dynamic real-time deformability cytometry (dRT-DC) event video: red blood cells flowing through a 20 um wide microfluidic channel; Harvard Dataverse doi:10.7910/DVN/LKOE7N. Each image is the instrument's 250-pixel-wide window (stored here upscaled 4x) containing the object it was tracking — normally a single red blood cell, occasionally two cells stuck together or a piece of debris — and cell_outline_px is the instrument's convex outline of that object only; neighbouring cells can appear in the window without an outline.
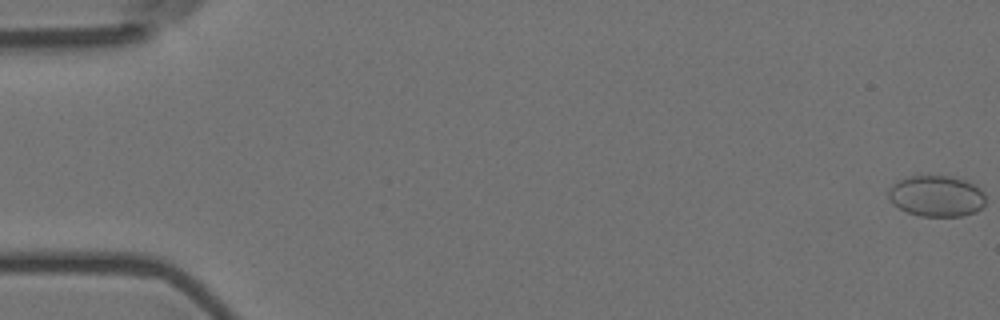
{"species": "Egyptian fruit bat (a non-hibernating species)", "species_latin": "Rousettus aegyptiacus", "temperature_condition": "room temperature", "stored_images_in_passage": 58, "camera_frame_rate_fps": 3000, "um_per_image_px": 0.085, "animal": {"sex": "female"}, "frame": {"image": 1, "passage_image": 1, "time_ms": 0.0, "image_size_px": [1000, 320], "cell_outline_px": [[984, 204], [976, 212], [960, 216], [920, 216], [908, 212], [892, 204], [888, 196], [888, 188], [892, 184], [908, 176], [952, 176], [976, 184], [984, 192]], "centroid_in_image_um": [79.59, 16.66], "position_along_channel_um": 5.4, "area_um2": 23.35}}
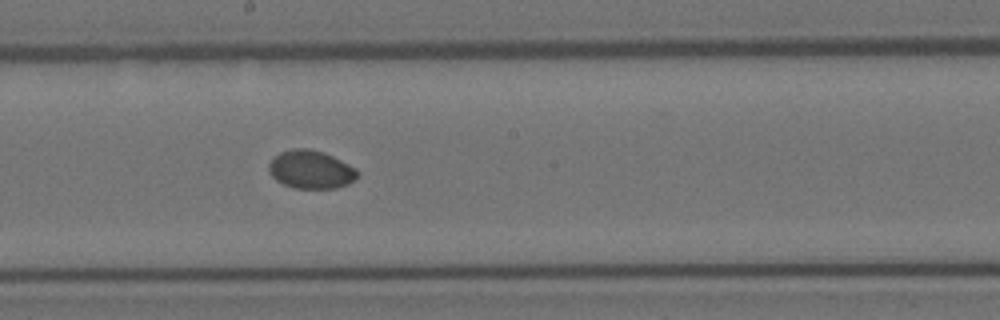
{"frame": {"image": 2, "passage_image": 32, "time_ms": 10.333, "image_size_px": [1000, 320], "cell_outline_px": [[360, 172], [348, 184], [336, 188], [292, 188], [276, 180], [268, 172], [268, 164], [280, 152], [292, 148], [308, 148], [324, 152], [356, 168]], "centroid_in_image_um": [26.4, 14.4], "position_along_channel_um": 221.8, "area_um2": 19.71}}
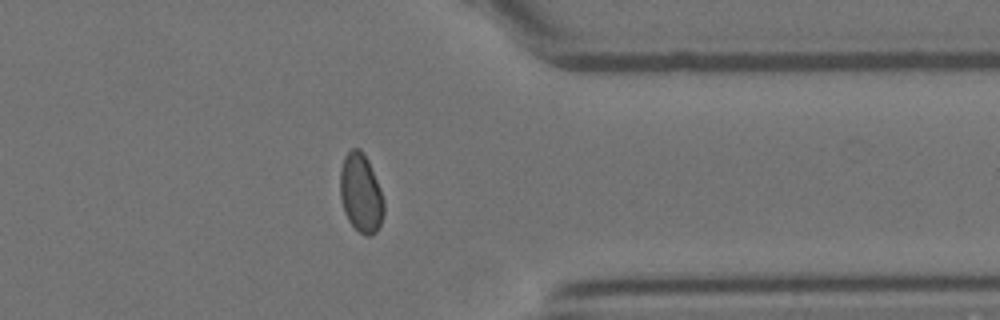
{"frame": {"image": 3, "passage_image": 46, "time_ms": 15.0, "image_size_px": [1000, 320], "cell_outline_px": [[384, 212], [380, 224], [376, 232], [372, 236], [364, 236], [348, 220], [344, 212], [340, 196], [340, 168], [344, 156], [352, 148], [360, 148], [364, 152], [368, 160], [380, 188], [384, 200]], "centroid_in_image_um": [30.67, 16.4], "position_along_channel_um": 380.7, "area_um2": 20.23}, "authors_computed_cell_mechanics": {"area_um2": 20.1144, "velocity_mm_per_s": 3.5954, "shape_relaxation_time_tau1_ms": null, "shape_relaxation_time_tau2_ms": 7.0376, "deformation_change_tau1": null, "deformation_change_tau2": 0.0365}}